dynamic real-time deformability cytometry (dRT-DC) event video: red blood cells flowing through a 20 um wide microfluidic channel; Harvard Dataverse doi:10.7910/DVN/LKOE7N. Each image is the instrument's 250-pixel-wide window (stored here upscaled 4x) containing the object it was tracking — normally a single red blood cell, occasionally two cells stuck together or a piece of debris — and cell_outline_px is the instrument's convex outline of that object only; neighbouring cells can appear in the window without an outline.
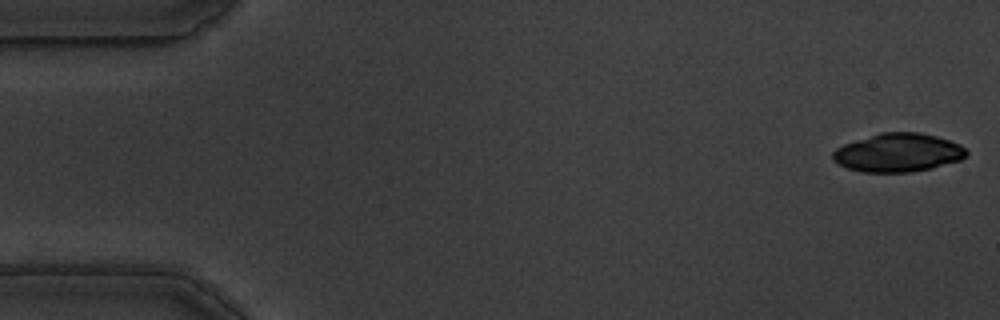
{"species": "common noctule bat (a hibernating species)", "species_latin": "Nyctalus noctula", "temperature_condition": "warm", "stored_images_in_passage": 56, "camera_frame_rate_fps": 3000, "um_per_image_px": 0.085, "animal": {"sex": "male", "body_mass_g": 19.5, "forearm_length_mm": 54.6}, "frame": {"image": 1, "passage_image": 1, "time_ms": 0.0, "image_size_px": [1000, 320], "cell_outline_px": [[968, 152], [960, 160], [932, 168], [912, 172], [864, 172], [848, 168], [832, 160], [832, 152], [836, 148], [844, 144], [880, 132], [920, 132], [936, 136], [960, 144]], "centroid_in_image_um": [76.32, 12.97], "position_along_channel_um": 8.7, "area_um2": 29.88}}